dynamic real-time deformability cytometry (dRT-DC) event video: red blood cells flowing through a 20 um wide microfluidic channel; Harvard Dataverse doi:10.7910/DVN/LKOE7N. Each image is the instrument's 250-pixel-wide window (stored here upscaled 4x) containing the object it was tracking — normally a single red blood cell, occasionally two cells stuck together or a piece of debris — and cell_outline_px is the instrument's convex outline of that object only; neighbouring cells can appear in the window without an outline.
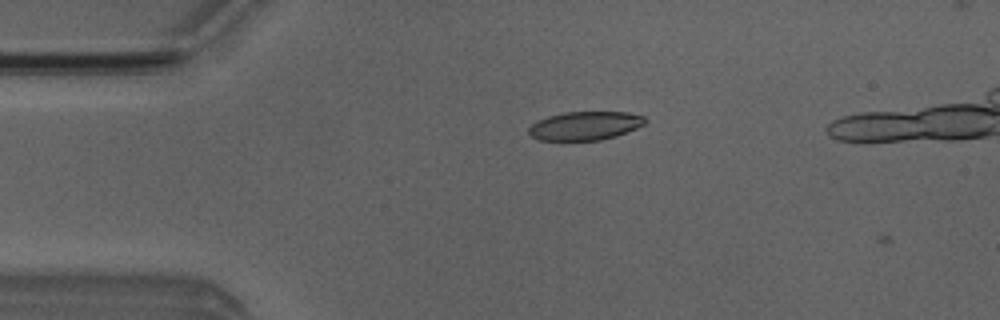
{"species": "Egyptian fruit bat (a non-hibernating species)", "species_latin": "Rousettus aegyptiacus", "temperature_condition": "room temperature", "stored_images_in_passage": 2, "camera_frame_rate_fps": 3000, "um_per_image_px": 0.085, "animal": {"sex": "male"}, "frame": {"image": 1, "passage_image": 1, "time_ms": 0.0, "image_size_px": [1000, 320], "cell_outline_px": [[648, 120], [644, 124], [636, 128], [616, 136], [600, 140], [540, 140], [532, 136], [528, 132], [528, 128], [536, 120], [548, 116], [564, 112], [628, 112], [644, 116]], "centroid_in_image_um": [49.73, 10.68], "position_along_channel_um": 35.3, "area_um2": 19.42}}